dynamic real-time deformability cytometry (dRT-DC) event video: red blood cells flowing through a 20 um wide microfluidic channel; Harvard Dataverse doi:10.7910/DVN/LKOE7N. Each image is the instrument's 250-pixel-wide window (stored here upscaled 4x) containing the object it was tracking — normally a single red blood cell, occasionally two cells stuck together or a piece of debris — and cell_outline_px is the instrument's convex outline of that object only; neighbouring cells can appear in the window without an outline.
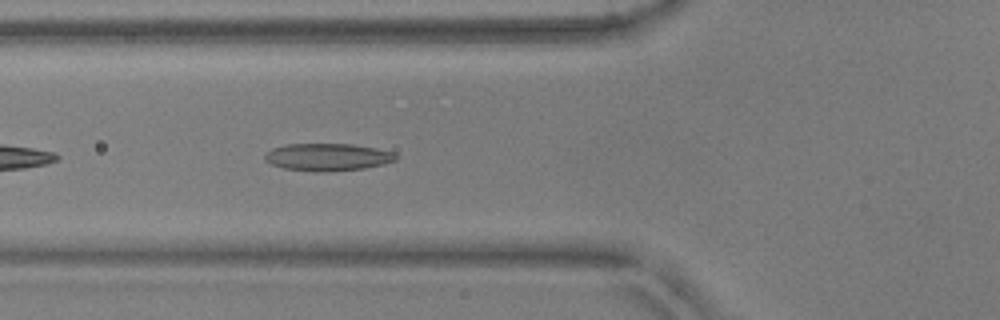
{"species": "common noctule bat (a hibernating species)", "species_latin": "Nyctalus noctula", "temperature_condition": "warm", "stored_images_in_passage": 29, "camera_frame_rate_fps": 3000, "um_per_image_px": 0.085, "animal": {"sex": "male", "body_mass_g": 17.9, "forearm_length_mm": 54.2}, "frame": {"image": 1, "passage_image": 5, "time_ms": 1.333, "image_size_px": [1000, 320], "cell_outline_px": [[396, 160], [384, 164], [364, 168], [328, 172], [316, 172], [284, 168], [272, 164], [264, 160], [264, 152], [272, 148], [284, 144], [352, 144], [376, 148], [396, 152]], "centroid_in_image_um": [27.83, 13.35], "position_along_channel_um": 98.0, "area_um2": 21.15}}
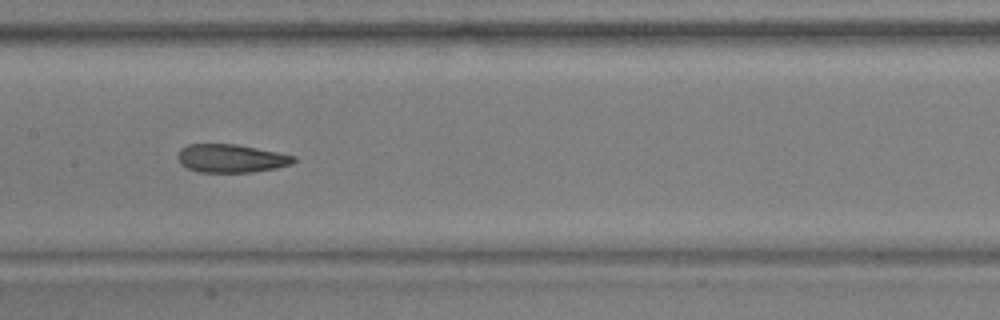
{"frame": {"image": 2, "passage_image": 12, "time_ms": 3.667, "image_size_px": [1000, 320], "cell_outline_px": [[296, 160], [292, 164], [276, 168], [252, 172], [200, 172], [188, 168], [180, 164], [176, 156], [180, 148], [188, 144], [236, 144], [296, 156]], "centroid_in_image_um": [19.61, 13.46], "position_along_channel_um": 187.8, "area_um2": 19.13}}
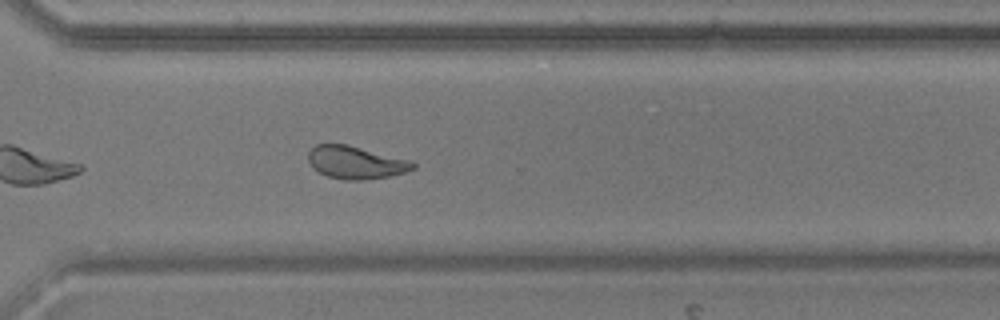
{"frame": {"image": 3, "passage_image": 24, "time_ms": 7.667, "image_size_px": [1000, 320], "cell_outline_px": [[416, 168], [404, 172], [388, 176], [364, 180], [344, 180], [328, 176], [312, 168], [308, 160], [308, 152], [316, 144], [348, 144], [412, 160], [416, 164]], "centroid_in_image_um": [30.25, 13.8], "position_along_channel_um": 340.3, "area_um2": 20.11}, "authors_computed_cell_mechanics": {"area_um2": 19.4208, "velocity_mm_per_s": 3.8233, "shape_relaxation_time_tau1_ms": null, "shape_relaxation_time_tau2_ms": 2.1357, "deformation_change_tau1": null, "deformation_change_tau2": 0.0893}}